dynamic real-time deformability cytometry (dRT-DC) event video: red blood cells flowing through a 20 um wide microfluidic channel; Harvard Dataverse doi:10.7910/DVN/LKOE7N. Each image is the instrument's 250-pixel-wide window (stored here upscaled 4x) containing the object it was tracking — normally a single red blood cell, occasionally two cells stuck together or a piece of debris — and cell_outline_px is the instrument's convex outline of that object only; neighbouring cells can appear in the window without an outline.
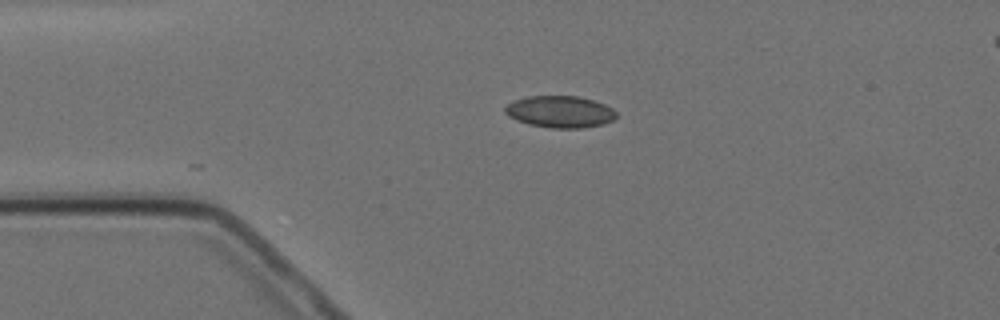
{"species": "Egyptian fruit bat (a non-hibernating species)", "species_latin": "Rousettus aegyptiacus", "temperature_condition": "cold", "stored_images_in_passage": 2, "camera_frame_rate_fps": 3000, "um_per_image_px": 0.085, "animal": {"sex": "female"}, "frame": {"image": 1, "passage_image": 2, "time_ms": 2.0, "image_size_px": [1000, 320], "cell_outline_px": [[616, 116], [612, 120], [604, 124], [580, 128], [548, 128], [528, 124], [516, 120], [508, 116], [504, 112], [504, 108], [512, 100], [528, 96], [576, 96], [592, 100], [604, 104], [612, 108], [616, 112]], "centroid_in_image_um": [47.56, 9.5], "position_along_channel_um": 37.4, "area_um2": 20.69}}